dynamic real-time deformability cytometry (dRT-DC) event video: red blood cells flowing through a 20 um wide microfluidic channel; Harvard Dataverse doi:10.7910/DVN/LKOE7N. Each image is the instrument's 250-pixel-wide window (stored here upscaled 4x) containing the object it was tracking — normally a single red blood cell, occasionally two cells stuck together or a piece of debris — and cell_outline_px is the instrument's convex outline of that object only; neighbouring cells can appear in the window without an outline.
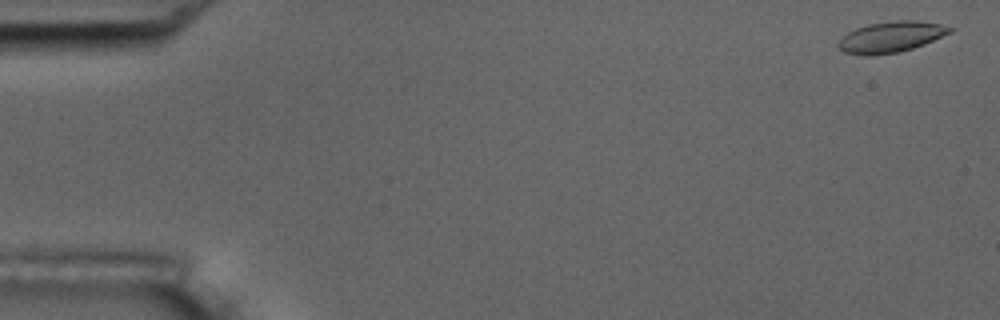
{"species": "common noctule bat (a hibernating species)", "species_latin": "Nyctalus noctula", "temperature_condition": "room temperature", "stored_images_in_passage": 9, "camera_frame_rate_fps": 3000, "um_per_image_px": 0.085, "animal": {"sex": "male", "body_mass_g": 17.5, "forearm_length_mm": 52.3}, "frame": {"image": 1, "passage_image": 1, "time_ms": 0.0, "image_size_px": [1000, 320], "cell_outline_px": [[956, 28], [952, 32], [924, 44], [900, 52], [872, 56], [868, 56], [844, 52], [836, 44], [848, 32], [856, 28], [868, 24], [896, 20], [916, 20], [940, 24]], "centroid_in_image_um": [75.75, 3.14], "position_along_channel_um": 9.2, "area_um2": 20.11}}
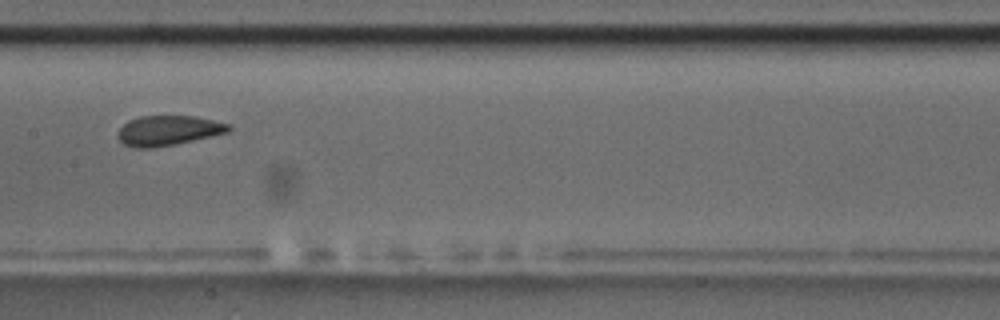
{"frame": {"image": 2, "passage_image": 9, "time_ms": 9.0, "image_size_px": [1000, 320], "cell_outline_px": [[232, 128], [228, 132], [212, 136], [176, 144], [152, 148], [136, 148], [124, 144], [116, 136], [120, 128], [128, 120], [140, 116], [192, 116], [232, 124]], "centroid_in_image_um": [14.3, 11.1], "position_along_channel_um": 193.1, "area_um2": 19.36}}